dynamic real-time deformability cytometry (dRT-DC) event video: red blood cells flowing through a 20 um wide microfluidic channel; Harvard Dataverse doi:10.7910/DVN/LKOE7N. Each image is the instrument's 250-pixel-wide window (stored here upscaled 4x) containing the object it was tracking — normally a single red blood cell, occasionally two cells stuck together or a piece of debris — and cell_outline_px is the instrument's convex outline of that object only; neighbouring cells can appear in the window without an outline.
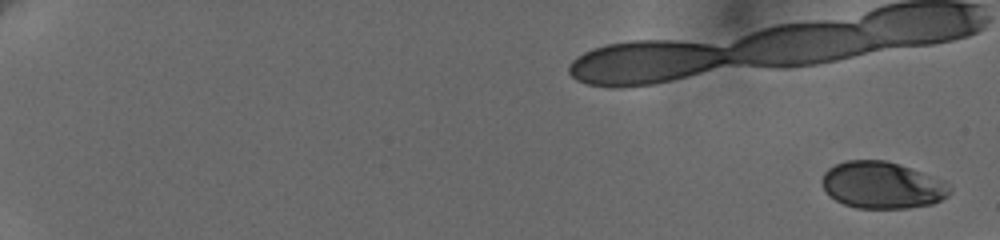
{"species": "human", "species_latin": "Homo sapiens", "temperature_condition": "cold", "stored_images_in_passage": 10, "camera_frame_rate_fps": 3000, "um_per_image_px": 0.085, "donor": {"sex": "female"}, "frame": {"image": 1, "passage_image": 1, "time_ms": 0.0, "image_size_px": [1000, 240], "cell_outline_px": [[952, 192], [948, 196], [932, 204], [908, 208], [856, 208], [844, 204], [836, 200], [824, 188], [824, 172], [828, 168], [844, 160], [884, 160], [900, 164], [944, 180], [952, 188]], "centroid_in_image_um": [75.04, 15.73], "position_along_channel_um": 10.0, "area_um2": 34.8}}